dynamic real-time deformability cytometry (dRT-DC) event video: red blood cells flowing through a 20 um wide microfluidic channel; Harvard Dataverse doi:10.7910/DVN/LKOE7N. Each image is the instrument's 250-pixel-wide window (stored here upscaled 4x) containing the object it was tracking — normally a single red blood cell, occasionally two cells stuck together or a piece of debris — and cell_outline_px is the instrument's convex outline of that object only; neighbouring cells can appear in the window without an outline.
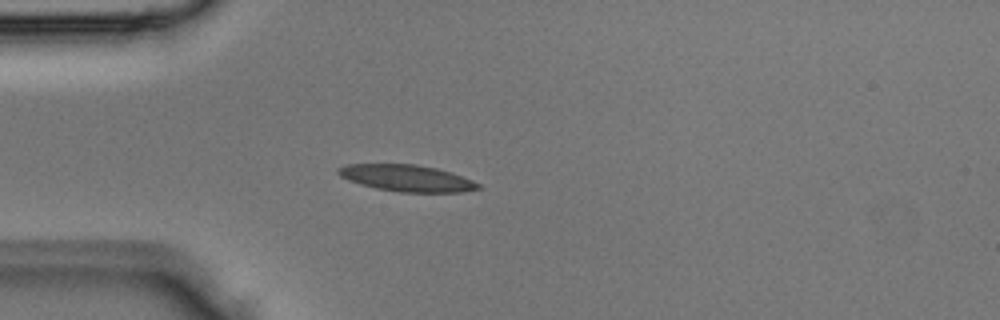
{"species": "Egyptian fruit bat (a non-hibernating species)", "species_latin": "Rousettus aegyptiacus", "temperature_condition": "room temperature", "stored_images_in_passage": 3, "camera_frame_rate_fps": 3000, "um_per_image_px": 0.085, "animal": {"sex": "male"}, "frame": {"image": 1, "passage_image": 3, "time_ms": 0.667, "image_size_px": [1000, 320], "cell_outline_px": [[484, 188], [464, 192], [400, 192], [376, 188], [360, 184], [348, 180], [340, 176], [336, 172], [336, 168], [348, 164], [416, 164], [436, 168], [452, 172], [472, 180], [480, 184]], "centroid_in_image_um": [34.6, 15.14], "position_along_channel_um": 50.4, "area_um2": 21.85}}